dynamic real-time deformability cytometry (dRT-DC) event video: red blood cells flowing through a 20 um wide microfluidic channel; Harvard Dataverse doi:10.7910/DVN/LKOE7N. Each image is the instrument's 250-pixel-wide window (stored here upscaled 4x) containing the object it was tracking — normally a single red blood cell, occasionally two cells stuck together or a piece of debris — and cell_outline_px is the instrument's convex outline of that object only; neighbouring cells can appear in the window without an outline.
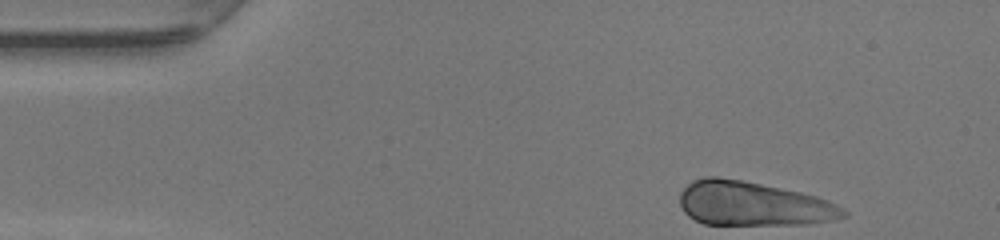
{"species": "human", "species_latin": "Homo sapiens", "temperature_condition": "warm", "stored_images_in_passage": 33, "camera_frame_rate_fps": 3000, "um_per_image_px": 0.085, "donor": {"sex": "female"}, "frame": {"image": 1, "passage_image": 1, "time_ms": 0.0, "image_size_px": [1000, 240], "cell_outline_px": [[848, 216], [832, 220], [808, 224], [704, 224], [688, 216], [684, 212], [680, 204], [680, 192], [692, 180], [704, 176], [716, 176], [740, 180], [800, 192], [816, 196], [828, 200], [844, 208], [848, 212]], "centroid_in_image_um": [64.01, 17.32], "position_along_channel_um": 21.0, "area_um2": 42.08}}
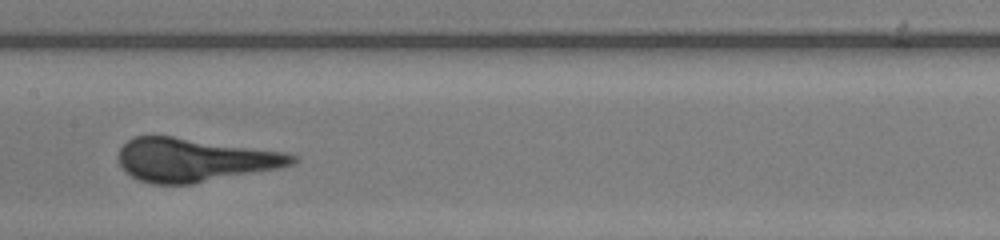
{"frame": {"image": 2, "passage_image": 19, "time_ms": 6.0, "image_size_px": [1000, 240], "cell_outline_px": [[300, 160], [292, 164], [280, 168], [192, 184], [152, 184], [140, 180], [132, 176], [120, 164], [120, 148], [132, 136], [172, 136], [284, 152], [300, 156]], "centroid_in_image_um": [16.57, 13.59], "position_along_channel_um": 190.8, "area_um2": 43.7}}
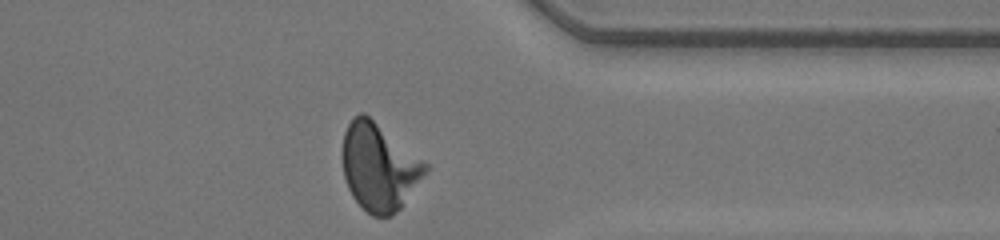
{"frame": {"image": 3, "passage_image": 33, "time_ms": 10.667, "image_size_px": [1000, 240], "cell_outline_px": [[428, 172], [400, 208], [392, 216], [372, 216], [352, 196], [348, 188], [344, 176], [344, 132], [348, 124], [360, 112], [364, 112], [428, 164]], "centroid_in_image_um": [32.25, 14.2], "position_along_channel_um": 379.2, "area_um2": 41.5}}